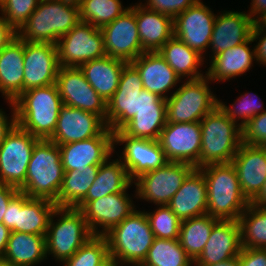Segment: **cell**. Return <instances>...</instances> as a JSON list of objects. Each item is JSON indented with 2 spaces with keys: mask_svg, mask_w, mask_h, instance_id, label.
Returning <instances> with one entry per match:
<instances>
[{
  "mask_svg": "<svg viewBox=\"0 0 266 266\" xmlns=\"http://www.w3.org/2000/svg\"><path fill=\"white\" fill-rule=\"evenodd\" d=\"M108 160L109 158L99 166L95 181L81 201H92L109 194L122 193L133 183L120 159L112 162Z\"/></svg>",
  "mask_w": 266,
  "mask_h": 266,
  "instance_id": "34",
  "label": "cell"
},
{
  "mask_svg": "<svg viewBox=\"0 0 266 266\" xmlns=\"http://www.w3.org/2000/svg\"><path fill=\"white\" fill-rule=\"evenodd\" d=\"M167 206L181 221L207 214V184L199 169L187 176Z\"/></svg>",
  "mask_w": 266,
  "mask_h": 266,
  "instance_id": "27",
  "label": "cell"
},
{
  "mask_svg": "<svg viewBox=\"0 0 266 266\" xmlns=\"http://www.w3.org/2000/svg\"><path fill=\"white\" fill-rule=\"evenodd\" d=\"M238 222L242 248H266V207L250 203Z\"/></svg>",
  "mask_w": 266,
  "mask_h": 266,
  "instance_id": "38",
  "label": "cell"
},
{
  "mask_svg": "<svg viewBox=\"0 0 266 266\" xmlns=\"http://www.w3.org/2000/svg\"><path fill=\"white\" fill-rule=\"evenodd\" d=\"M105 122L96 114L63 105L53 135L48 139L58 145L98 136Z\"/></svg>",
  "mask_w": 266,
  "mask_h": 266,
  "instance_id": "23",
  "label": "cell"
},
{
  "mask_svg": "<svg viewBox=\"0 0 266 266\" xmlns=\"http://www.w3.org/2000/svg\"><path fill=\"white\" fill-rule=\"evenodd\" d=\"M19 192L13 186L0 184V223H3V217L7 210L10 200Z\"/></svg>",
  "mask_w": 266,
  "mask_h": 266,
  "instance_id": "50",
  "label": "cell"
},
{
  "mask_svg": "<svg viewBox=\"0 0 266 266\" xmlns=\"http://www.w3.org/2000/svg\"><path fill=\"white\" fill-rule=\"evenodd\" d=\"M199 0H148L143 5L152 11L159 12L175 19L181 12L195 5Z\"/></svg>",
  "mask_w": 266,
  "mask_h": 266,
  "instance_id": "46",
  "label": "cell"
},
{
  "mask_svg": "<svg viewBox=\"0 0 266 266\" xmlns=\"http://www.w3.org/2000/svg\"><path fill=\"white\" fill-rule=\"evenodd\" d=\"M104 237L108 242L109 255L123 266H139L148 254L154 241V233L145 211H133Z\"/></svg>",
  "mask_w": 266,
  "mask_h": 266,
  "instance_id": "6",
  "label": "cell"
},
{
  "mask_svg": "<svg viewBox=\"0 0 266 266\" xmlns=\"http://www.w3.org/2000/svg\"><path fill=\"white\" fill-rule=\"evenodd\" d=\"M158 141L167 161L186 162L199 169L200 122L166 123Z\"/></svg>",
  "mask_w": 266,
  "mask_h": 266,
  "instance_id": "17",
  "label": "cell"
},
{
  "mask_svg": "<svg viewBox=\"0 0 266 266\" xmlns=\"http://www.w3.org/2000/svg\"><path fill=\"white\" fill-rule=\"evenodd\" d=\"M146 215L156 238L179 239L181 220L167 205H160L156 211L146 212Z\"/></svg>",
  "mask_w": 266,
  "mask_h": 266,
  "instance_id": "42",
  "label": "cell"
},
{
  "mask_svg": "<svg viewBox=\"0 0 266 266\" xmlns=\"http://www.w3.org/2000/svg\"><path fill=\"white\" fill-rule=\"evenodd\" d=\"M166 125V100L143 89L138 97L137 114L120 130L130 137L158 140Z\"/></svg>",
  "mask_w": 266,
  "mask_h": 266,
  "instance_id": "22",
  "label": "cell"
},
{
  "mask_svg": "<svg viewBox=\"0 0 266 266\" xmlns=\"http://www.w3.org/2000/svg\"><path fill=\"white\" fill-rule=\"evenodd\" d=\"M241 231L237 220H219L212 228L210 237L194 266H209L239 256ZM196 264V265H195Z\"/></svg>",
  "mask_w": 266,
  "mask_h": 266,
  "instance_id": "24",
  "label": "cell"
},
{
  "mask_svg": "<svg viewBox=\"0 0 266 266\" xmlns=\"http://www.w3.org/2000/svg\"><path fill=\"white\" fill-rule=\"evenodd\" d=\"M248 15L254 23H260L266 17V0H252Z\"/></svg>",
  "mask_w": 266,
  "mask_h": 266,
  "instance_id": "52",
  "label": "cell"
},
{
  "mask_svg": "<svg viewBox=\"0 0 266 266\" xmlns=\"http://www.w3.org/2000/svg\"><path fill=\"white\" fill-rule=\"evenodd\" d=\"M56 85L63 105L96 114L106 124L107 102L92 88L79 67L60 66Z\"/></svg>",
  "mask_w": 266,
  "mask_h": 266,
  "instance_id": "13",
  "label": "cell"
},
{
  "mask_svg": "<svg viewBox=\"0 0 266 266\" xmlns=\"http://www.w3.org/2000/svg\"><path fill=\"white\" fill-rule=\"evenodd\" d=\"M79 22L77 1L40 0L28 21L18 31V36L26 42L56 44Z\"/></svg>",
  "mask_w": 266,
  "mask_h": 266,
  "instance_id": "3",
  "label": "cell"
},
{
  "mask_svg": "<svg viewBox=\"0 0 266 266\" xmlns=\"http://www.w3.org/2000/svg\"><path fill=\"white\" fill-rule=\"evenodd\" d=\"M46 257L45 235L11 232L1 260L15 266H34Z\"/></svg>",
  "mask_w": 266,
  "mask_h": 266,
  "instance_id": "33",
  "label": "cell"
},
{
  "mask_svg": "<svg viewBox=\"0 0 266 266\" xmlns=\"http://www.w3.org/2000/svg\"><path fill=\"white\" fill-rule=\"evenodd\" d=\"M24 40L14 38L0 51V92L7 102H14L23 93Z\"/></svg>",
  "mask_w": 266,
  "mask_h": 266,
  "instance_id": "29",
  "label": "cell"
},
{
  "mask_svg": "<svg viewBox=\"0 0 266 266\" xmlns=\"http://www.w3.org/2000/svg\"><path fill=\"white\" fill-rule=\"evenodd\" d=\"M254 22L246 12L225 11L217 15L209 46L211 58L226 49L240 45L251 37Z\"/></svg>",
  "mask_w": 266,
  "mask_h": 266,
  "instance_id": "26",
  "label": "cell"
},
{
  "mask_svg": "<svg viewBox=\"0 0 266 266\" xmlns=\"http://www.w3.org/2000/svg\"><path fill=\"white\" fill-rule=\"evenodd\" d=\"M100 165H90L84 171H65L57 197V207H75L86 195L96 179Z\"/></svg>",
  "mask_w": 266,
  "mask_h": 266,
  "instance_id": "37",
  "label": "cell"
},
{
  "mask_svg": "<svg viewBox=\"0 0 266 266\" xmlns=\"http://www.w3.org/2000/svg\"><path fill=\"white\" fill-rule=\"evenodd\" d=\"M40 139L19 125L0 144V184L20 190L25 183L33 148Z\"/></svg>",
  "mask_w": 266,
  "mask_h": 266,
  "instance_id": "9",
  "label": "cell"
},
{
  "mask_svg": "<svg viewBox=\"0 0 266 266\" xmlns=\"http://www.w3.org/2000/svg\"><path fill=\"white\" fill-rule=\"evenodd\" d=\"M251 37L253 41L258 38L260 39L258 44L254 47L255 58L258 63L261 62L260 64L266 65V27L261 22L254 23L251 32Z\"/></svg>",
  "mask_w": 266,
  "mask_h": 266,
  "instance_id": "48",
  "label": "cell"
},
{
  "mask_svg": "<svg viewBox=\"0 0 266 266\" xmlns=\"http://www.w3.org/2000/svg\"><path fill=\"white\" fill-rule=\"evenodd\" d=\"M17 36L18 32L6 21L3 16H0V51Z\"/></svg>",
  "mask_w": 266,
  "mask_h": 266,
  "instance_id": "51",
  "label": "cell"
},
{
  "mask_svg": "<svg viewBox=\"0 0 266 266\" xmlns=\"http://www.w3.org/2000/svg\"><path fill=\"white\" fill-rule=\"evenodd\" d=\"M40 0H0L1 15L18 32L35 11Z\"/></svg>",
  "mask_w": 266,
  "mask_h": 266,
  "instance_id": "44",
  "label": "cell"
},
{
  "mask_svg": "<svg viewBox=\"0 0 266 266\" xmlns=\"http://www.w3.org/2000/svg\"><path fill=\"white\" fill-rule=\"evenodd\" d=\"M56 215L60 217L58 222L53 221ZM93 236L79 209L57 207L50 217L45 235L46 254L64 262Z\"/></svg>",
  "mask_w": 266,
  "mask_h": 266,
  "instance_id": "7",
  "label": "cell"
},
{
  "mask_svg": "<svg viewBox=\"0 0 266 266\" xmlns=\"http://www.w3.org/2000/svg\"><path fill=\"white\" fill-rule=\"evenodd\" d=\"M100 30L103 34L106 56L131 63L144 53L136 24L135 5L130 6L122 15Z\"/></svg>",
  "mask_w": 266,
  "mask_h": 266,
  "instance_id": "15",
  "label": "cell"
},
{
  "mask_svg": "<svg viewBox=\"0 0 266 266\" xmlns=\"http://www.w3.org/2000/svg\"><path fill=\"white\" fill-rule=\"evenodd\" d=\"M251 42H254L252 37L212 57L210 67L206 72L209 80L226 81L246 73L253 66V60L256 59L255 49L248 47Z\"/></svg>",
  "mask_w": 266,
  "mask_h": 266,
  "instance_id": "31",
  "label": "cell"
},
{
  "mask_svg": "<svg viewBox=\"0 0 266 266\" xmlns=\"http://www.w3.org/2000/svg\"><path fill=\"white\" fill-rule=\"evenodd\" d=\"M193 261L181 247L179 239L154 238L148 254L139 266H192Z\"/></svg>",
  "mask_w": 266,
  "mask_h": 266,
  "instance_id": "39",
  "label": "cell"
},
{
  "mask_svg": "<svg viewBox=\"0 0 266 266\" xmlns=\"http://www.w3.org/2000/svg\"><path fill=\"white\" fill-rule=\"evenodd\" d=\"M257 97L255 94L245 93L238 97L236 102L230 106H226L225 103L218 101L219 108L226 114V116L234 122H238L241 120L239 125L241 128L253 117L257 114L262 113L260 110H263V104H261V100H256ZM239 106H237V105ZM238 118V121H236Z\"/></svg>",
  "mask_w": 266,
  "mask_h": 266,
  "instance_id": "43",
  "label": "cell"
},
{
  "mask_svg": "<svg viewBox=\"0 0 266 266\" xmlns=\"http://www.w3.org/2000/svg\"><path fill=\"white\" fill-rule=\"evenodd\" d=\"M59 68L56 44L24 41L23 92L55 84Z\"/></svg>",
  "mask_w": 266,
  "mask_h": 266,
  "instance_id": "19",
  "label": "cell"
},
{
  "mask_svg": "<svg viewBox=\"0 0 266 266\" xmlns=\"http://www.w3.org/2000/svg\"><path fill=\"white\" fill-rule=\"evenodd\" d=\"M10 234L11 230L8 229L3 223H0V259H2L5 253Z\"/></svg>",
  "mask_w": 266,
  "mask_h": 266,
  "instance_id": "53",
  "label": "cell"
},
{
  "mask_svg": "<svg viewBox=\"0 0 266 266\" xmlns=\"http://www.w3.org/2000/svg\"><path fill=\"white\" fill-rule=\"evenodd\" d=\"M231 163L242 194L251 202L266 181V148L242 143Z\"/></svg>",
  "mask_w": 266,
  "mask_h": 266,
  "instance_id": "25",
  "label": "cell"
},
{
  "mask_svg": "<svg viewBox=\"0 0 266 266\" xmlns=\"http://www.w3.org/2000/svg\"><path fill=\"white\" fill-rule=\"evenodd\" d=\"M13 103L17 125L39 139L53 135L63 106L56 83L29 89Z\"/></svg>",
  "mask_w": 266,
  "mask_h": 266,
  "instance_id": "1",
  "label": "cell"
},
{
  "mask_svg": "<svg viewBox=\"0 0 266 266\" xmlns=\"http://www.w3.org/2000/svg\"><path fill=\"white\" fill-rule=\"evenodd\" d=\"M134 207L131 198L124 191L109 194L97 200L80 201L74 208L83 213L94 236H104L135 211ZM98 227L103 230H98Z\"/></svg>",
  "mask_w": 266,
  "mask_h": 266,
  "instance_id": "14",
  "label": "cell"
},
{
  "mask_svg": "<svg viewBox=\"0 0 266 266\" xmlns=\"http://www.w3.org/2000/svg\"><path fill=\"white\" fill-rule=\"evenodd\" d=\"M56 204L46 199L29 198L18 192L9 202L3 224L11 232L46 235Z\"/></svg>",
  "mask_w": 266,
  "mask_h": 266,
  "instance_id": "12",
  "label": "cell"
},
{
  "mask_svg": "<svg viewBox=\"0 0 266 266\" xmlns=\"http://www.w3.org/2000/svg\"><path fill=\"white\" fill-rule=\"evenodd\" d=\"M64 172L84 171L90 165H101L114 151L113 132L106 127L98 136L58 145Z\"/></svg>",
  "mask_w": 266,
  "mask_h": 266,
  "instance_id": "20",
  "label": "cell"
},
{
  "mask_svg": "<svg viewBox=\"0 0 266 266\" xmlns=\"http://www.w3.org/2000/svg\"><path fill=\"white\" fill-rule=\"evenodd\" d=\"M261 23L266 27V17L261 21Z\"/></svg>",
  "mask_w": 266,
  "mask_h": 266,
  "instance_id": "58",
  "label": "cell"
},
{
  "mask_svg": "<svg viewBox=\"0 0 266 266\" xmlns=\"http://www.w3.org/2000/svg\"><path fill=\"white\" fill-rule=\"evenodd\" d=\"M207 184V214L219 220H237L250 202L242 194L239 180L230 163L199 168Z\"/></svg>",
  "mask_w": 266,
  "mask_h": 266,
  "instance_id": "2",
  "label": "cell"
},
{
  "mask_svg": "<svg viewBox=\"0 0 266 266\" xmlns=\"http://www.w3.org/2000/svg\"><path fill=\"white\" fill-rule=\"evenodd\" d=\"M215 17L199 0L174 19V36L203 56L209 47Z\"/></svg>",
  "mask_w": 266,
  "mask_h": 266,
  "instance_id": "21",
  "label": "cell"
},
{
  "mask_svg": "<svg viewBox=\"0 0 266 266\" xmlns=\"http://www.w3.org/2000/svg\"><path fill=\"white\" fill-rule=\"evenodd\" d=\"M250 203L257 207H266V181L261 191Z\"/></svg>",
  "mask_w": 266,
  "mask_h": 266,
  "instance_id": "54",
  "label": "cell"
},
{
  "mask_svg": "<svg viewBox=\"0 0 266 266\" xmlns=\"http://www.w3.org/2000/svg\"><path fill=\"white\" fill-rule=\"evenodd\" d=\"M219 219L208 214L181 221L179 242L187 256L194 262L203 251L213 226Z\"/></svg>",
  "mask_w": 266,
  "mask_h": 266,
  "instance_id": "36",
  "label": "cell"
},
{
  "mask_svg": "<svg viewBox=\"0 0 266 266\" xmlns=\"http://www.w3.org/2000/svg\"><path fill=\"white\" fill-rule=\"evenodd\" d=\"M120 263L111 255H109L103 262L98 266H118Z\"/></svg>",
  "mask_w": 266,
  "mask_h": 266,
  "instance_id": "56",
  "label": "cell"
},
{
  "mask_svg": "<svg viewBox=\"0 0 266 266\" xmlns=\"http://www.w3.org/2000/svg\"><path fill=\"white\" fill-rule=\"evenodd\" d=\"M241 130L242 143L266 148V110L250 119Z\"/></svg>",
  "mask_w": 266,
  "mask_h": 266,
  "instance_id": "45",
  "label": "cell"
},
{
  "mask_svg": "<svg viewBox=\"0 0 266 266\" xmlns=\"http://www.w3.org/2000/svg\"><path fill=\"white\" fill-rule=\"evenodd\" d=\"M238 261L240 266H266V248H242Z\"/></svg>",
  "mask_w": 266,
  "mask_h": 266,
  "instance_id": "47",
  "label": "cell"
},
{
  "mask_svg": "<svg viewBox=\"0 0 266 266\" xmlns=\"http://www.w3.org/2000/svg\"><path fill=\"white\" fill-rule=\"evenodd\" d=\"M209 266H240L239 261H238V257L235 258H231L227 261L224 262H220V263H215Z\"/></svg>",
  "mask_w": 266,
  "mask_h": 266,
  "instance_id": "55",
  "label": "cell"
},
{
  "mask_svg": "<svg viewBox=\"0 0 266 266\" xmlns=\"http://www.w3.org/2000/svg\"><path fill=\"white\" fill-rule=\"evenodd\" d=\"M179 78L189 77L188 80L202 78L199 66L204 62V56L190 48L175 36L170 38L158 51Z\"/></svg>",
  "mask_w": 266,
  "mask_h": 266,
  "instance_id": "35",
  "label": "cell"
},
{
  "mask_svg": "<svg viewBox=\"0 0 266 266\" xmlns=\"http://www.w3.org/2000/svg\"><path fill=\"white\" fill-rule=\"evenodd\" d=\"M194 169L186 162L168 161L163 167L144 173L133 181L136 196L158 206L167 205Z\"/></svg>",
  "mask_w": 266,
  "mask_h": 266,
  "instance_id": "11",
  "label": "cell"
},
{
  "mask_svg": "<svg viewBox=\"0 0 266 266\" xmlns=\"http://www.w3.org/2000/svg\"><path fill=\"white\" fill-rule=\"evenodd\" d=\"M113 143L114 146L125 143L123 156L119 158L132 181L144 173L163 167L168 162L158 140L134 138L118 130L113 132Z\"/></svg>",
  "mask_w": 266,
  "mask_h": 266,
  "instance_id": "18",
  "label": "cell"
},
{
  "mask_svg": "<svg viewBox=\"0 0 266 266\" xmlns=\"http://www.w3.org/2000/svg\"><path fill=\"white\" fill-rule=\"evenodd\" d=\"M201 152L199 168L230 163L242 144V130L217 106L201 121Z\"/></svg>",
  "mask_w": 266,
  "mask_h": 266,
  "instance_id": "5",
  "label": "cell"
},
{
  "mask_svg": "<svg viewBox=\"0 0 266 266\" xmlns=\"http://www.w3.org/2000/svg\"><path fill=\"white\" fill-rule=\"evenodd\" d=\"M12 107V116L11 119H7L8 117L5 115V112L0 109V144L4 141L6 136L9 134V132L15 127L17 124L16 120V109L13 102H9Z\"/></svg>",
  "mask_w": 266,
  "mask_h": 266,
  "instance_id": "49",
  "label": "cell"
},
{
  "mask_svg": "<svg viewBox=\"0 0 266 266\" xmlns=\"http://www.w3.org/2000/svg\"><path fill=\"white\" fill-rule=\"evenodd\" d=\"M143 89L140 73L127 63L116 92L107 102L106 126L112 132L120 130L137 114L138 97Z\"/></svg>",
  "mask_w": 266,
  "mask_h": 266,
  "instance_id": "16",
  "label": "cell"
},
{
  "mask_svg": "<svg viewBox=\"0 0 266 266\" xmlns=\"http://www.w3.org/2000/svg\"><path fill=\"white\" fill-rule=\"evenodd\" d=\"M59 64L62 67H79L90 60L106 56L103 34L90 23L79 22L57 43Z\"/></svg>",
  "mask_w": 266,
  "mask_h": 266,
  "instance_id": "10",
  "label": "cell"
},
{
  "mask_svg": "<svg viewBox=\"0 0 266 266\" xmlns=\"http://www.w3.org/2000/svg\"><path fill=\"white\" fill-rule=\"evenodd\" d=\"M135 17L139 38L144 52H158L174 36V19L135 5Z\"/></svg>",
  "mask_w": 266,
  "mask_h": 266,
  "instance_id": "30",
  "label": "cell"
},
{
  "mask_svg": "<svg viewBox=\"0 0 266 266\" xmlns=\"http://www.w3.org/2000/svg\"><path fill=\"white\" fill-rule=\"evenodd\" d=\"M109 256L104 236H93L76 253L63 262L64 266H98Z\"/></svg>",
  "mask_w": 266,
  "mask_h": 266,
  "instance_id": "41",
  "label": "cell"
},
{
  "mask_svg": "<svg viewBox=\"0 0 266 266\" xmlns=\"http://www.w3.org/2000/svg\"><path fill=\"white\" fill-rule=\"evenodd\" d=\"M80 21L90 23L97 28L111 23L126 10L120 0H77Z\"/></svg>",
  "mask_w": 266,
  "mask_h": 266,
  "instance_id": "40",
  "label": "cell"
},
{
  "mask_svg": "<svg viewBox=\"0 0 266 266\" xmlns=\"http://www.w3.org/2000/svg\"><path fill=\"white\" fill-rule=\"evenodd\" d=\"M131 64L138 70L145 90L163 99L181 79L158 52H144Z\"/></svg>",
  "mask_w": 266,
  "mask_h": 266,
  "instance_id": "28",
  "label": "cell"
},
{
  "mask_svg": "<svg viewBox=\"0 0 266 266\" xmlns=\"http://www.w3.org/2000/svg\"><path fill=\"white\" fill-rule=\"evenodd\" d=\"M204 76L186 80L166 99V123L200 122L218 106V99L209 89Z\"/></svg>",
  "mask_w": 266,
  "mask_h": 266,
  "instance_id": "8",
  "label": "cell"
},
{
  "mask_svg": "<svg viewBox=\"0 0 266 266\" xmlns=\"http://www.w3.org/2000/svg\"><path fill=\"white\" fill-rule=\"evenodd\" d=\"M127 62L105 56L79 66L92 88L106 101L116 92L122 70Z\"/></svg>",
  "mask_w": 266,
  "mask_h": 266,
  "instance_id": "32",
  "label": "cell"
},
{
  "mask_svg": "<svg viewBox=\"0 0 266 266\" xmlns=\"http://www.w3.org/2000/svg\"><path fill=\"white\" fill-rule=\"evenodd\" d=\"M64 178L58 144L40 139L34 146L24 186L19 190L29 198L46 199L57 206Z\"/></svg>",
  "mask_w": 266,
  "mask_h": 266,
  "instance_id": "4",
  "label": "cell"
},
{
  "mask_svg": "<svg viewBox=\"0 0 266 266\" xmlns=\"http://www.w3.org/2000/svg\"><path fill=\"white\" fill-rule=\"evenodd\" d=\"M0 266H15L14 264L7 263L0 259Z\"/></svg>",
  "mask_w": 266,
  "mask_h": 266,
  "instance_id": "57",
  "label": "cell"
}]
</instances>
